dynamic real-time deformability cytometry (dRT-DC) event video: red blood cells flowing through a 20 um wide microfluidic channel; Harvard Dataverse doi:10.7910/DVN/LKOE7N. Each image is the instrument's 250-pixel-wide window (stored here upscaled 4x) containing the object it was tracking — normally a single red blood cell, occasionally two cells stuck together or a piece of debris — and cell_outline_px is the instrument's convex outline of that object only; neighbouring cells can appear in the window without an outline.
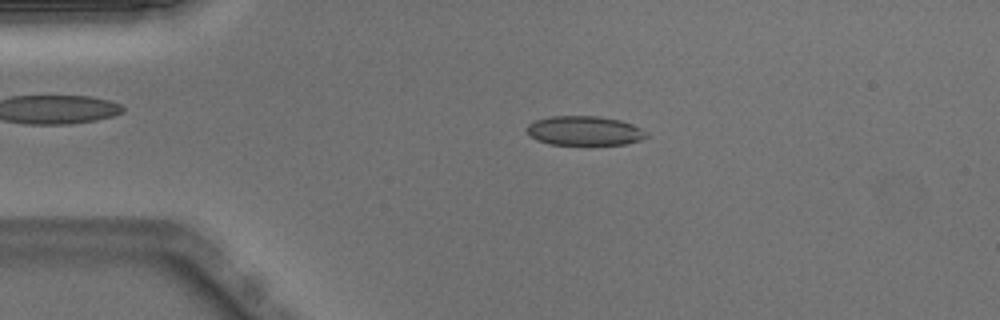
{"species": "Egyptian fruit bat (a non-hibernating species)", "species_latin": "Rousettus aegyptiacus", "temperature_condition": "warm", "stored_images_in_passage": 48, "camera_frame_rate_fps": 3000, "um_per_image_px": 0.085, "animal": {"sex": "male"}, "frame": {"image": 1, "passage_image": 9, "time_ms": 2.667, "image_size_px": [1000, 320], "cell_outline_px": [[648, 136], [640, 140], [624, 144], [548, 144], [536, 140], [528, 132], [528, 124], [536, 120], [552, 116], [596, 116], [620, 120], [632, 124], [640, 128]], "centroid_in_image_um": [49.67, 11.11], "position_along_channel_um": 35.3, "area_um2": 20.11}}
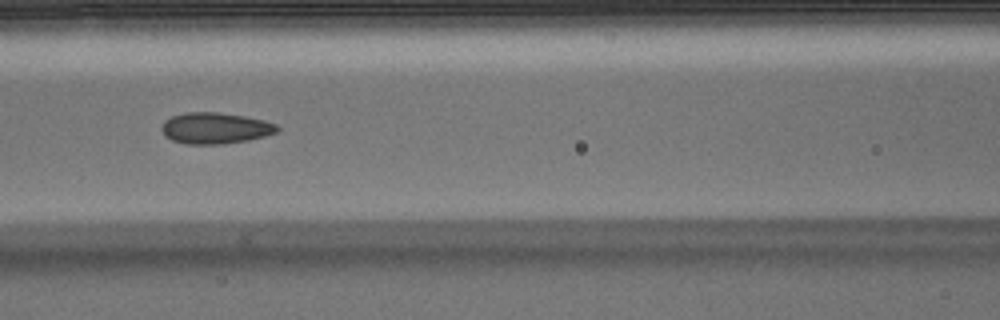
{"frame": {"image": 2, "passage_image": 20, "time_ms": 6.333, "image_size_px": [1000, 320], "cell_outline_px": [[280, 128], [276, 132], [264, 136], [248, 140], [224, 144], [184, 144], [172, 140], [164, 136], [160, 128], [164, 120], [172, 116], [184, 112], [220, 112], [244, 116], [264, 120], [276, 124]], "centroid_in_image_um": [18.26, 10.89], "position_along_channel_um": 148.3, "area_um2": 21.21}}
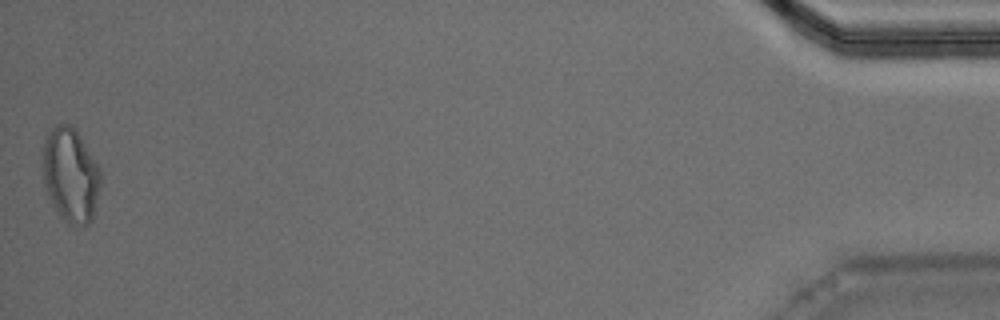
{"frame": {"image": 3, "passage_image": 48, "time_ms": 15.667, "image_size_px": [1000, 320], "cell_outline_px": [[100, 184], [92, 220], [88, 224], [68, 224], [60, 216], [52, 204], [44, 184], [44, 136], [56, 124], [68, 124], [76, 128], [100, 168]], "centroid_in_image_um": [6.0, 14.85], "position_along_channel_um": 429.2, "area_um2": 31.56}, "authors_computed_cell_mechanics": {"area_um2": 21.0392, "velocity_mm_per_s": 4.0205, "shape_relaxation_time_tau1_ms": null, "shape_relaxation_time_tau2_ms": 1.8274, "deformation_change_tau1": null, "deformation_change_tau2": 0.0842}}